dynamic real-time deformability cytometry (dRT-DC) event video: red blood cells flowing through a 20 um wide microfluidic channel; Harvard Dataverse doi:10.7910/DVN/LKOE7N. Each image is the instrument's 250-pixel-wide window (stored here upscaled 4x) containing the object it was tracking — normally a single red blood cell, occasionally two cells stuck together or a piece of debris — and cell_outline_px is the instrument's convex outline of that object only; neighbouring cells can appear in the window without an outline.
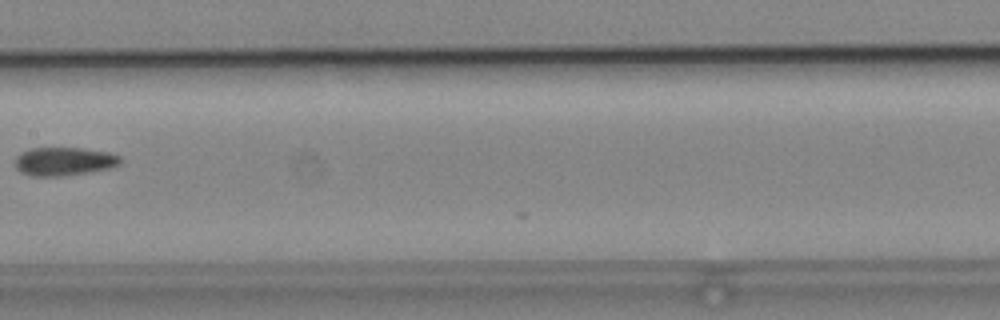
{"species": "common noctule bat (a hibernating species)", "species_latin": "Nyctalus noctula", "temperature_condition": "cold", "stored_images_in_passage": 8, "camera_frame_rate_fps": 3000, "um_per_image_px": 0.085, "animal": {"sex": "male", "body_mass_g": 19.2, "forearm_length_mm": 51.8}, "frame": {"image": 1, "passage_image": 8, "time_ms": 9.0, "image_size_px": [1000, 320], "cell_outline_px": [[120, 164], [108, 168], [88, 172], [64, 176], [32, 176], [20, 172], [16, 168], [12, 160], [20, 152], [32, 148], [84, 148], [108, 152], [120, 156]], "centroid_in_image_um": [5.38, 13.71], "position_along_channel_um": 202.0, "area_um2": 17.57}}